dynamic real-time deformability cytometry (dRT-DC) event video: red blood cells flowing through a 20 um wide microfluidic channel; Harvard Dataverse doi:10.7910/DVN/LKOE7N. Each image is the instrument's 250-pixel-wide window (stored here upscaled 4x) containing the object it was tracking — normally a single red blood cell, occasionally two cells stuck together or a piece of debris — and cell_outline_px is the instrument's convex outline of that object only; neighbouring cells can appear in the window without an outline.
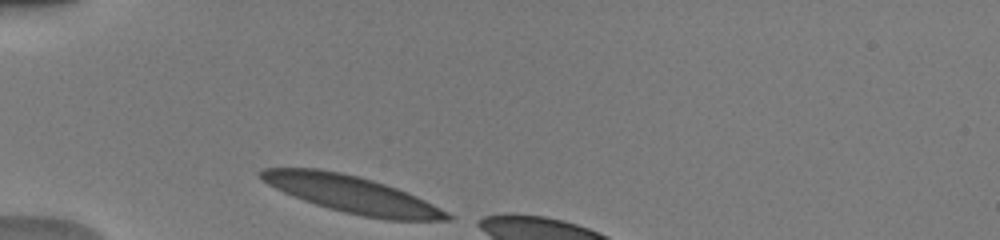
{"species": "human", "species_latin": "Homo sapiens", "temperature_condition": "warm", "stored_images_in_passage": 6, "camera_frame_rate_fps": 3000, "um_per_image_px": 0.085, "donor": {"sex": "male"}, "frame": {"image": 1, "passage_image": 1, "time_ms": 0.0, "image_size_px": [1000, 240], "cell_outline_px": [[456, 216], [452, 220], [388, 220], [364, 216], [344, 212], [328, 208], [292, 196], [260, 180], [256, 176], [256, 172], [264, 168], [316, 168], [340, 172], [360, 176], [408, 192]], "centroid_in_image_um": [29.89, 16.51], "position_along_channel_um": 55.1, "area_um2": 40.06}}